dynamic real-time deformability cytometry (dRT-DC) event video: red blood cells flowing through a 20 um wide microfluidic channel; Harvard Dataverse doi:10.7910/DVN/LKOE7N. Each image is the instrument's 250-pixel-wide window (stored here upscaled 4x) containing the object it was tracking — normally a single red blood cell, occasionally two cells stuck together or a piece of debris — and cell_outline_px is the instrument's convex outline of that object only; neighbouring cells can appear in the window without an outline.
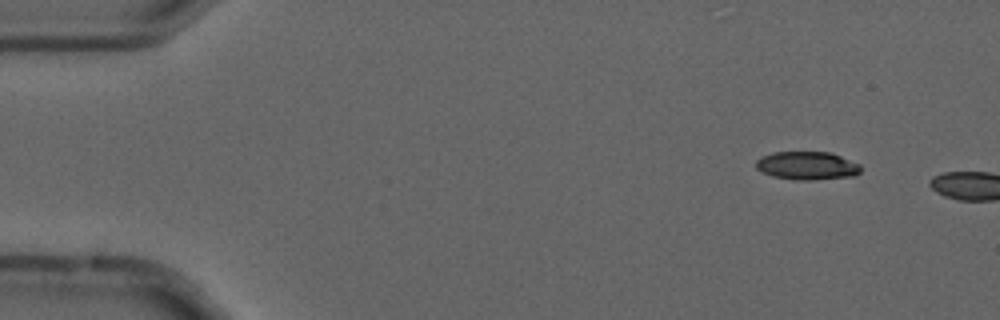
{"species": "common noctule bat (a hibernating species)", "species_latin": "Nyctalus noctula", "temperature_condition": "cold", "stored_images_in_passage": 5, "camera_frame_rate_fps": 3000, "um_per_image_px": 0.085, "animal": {"sex": "male", "forearm_length_mm": 52.5}, "frame": {"image": 1, "passage_image": 3, "time_ms": 0.667, "image_size_px": [1000, 320], "cell_outline_px": [[860, 172], [856, 176], [812, 180], [792, 180], [772, 176], [760, 172], [756, 168], [756, 160], [760, 156], [772, 152], [828, 152], [840, 156], [860, 164]], "centroid_in_image_um": [68.56, 14.09], "position_along_channel_um": 16.4, "area_um2": 17.46}}